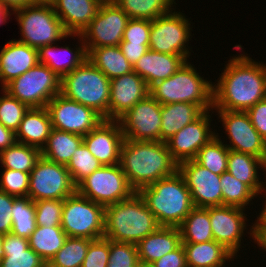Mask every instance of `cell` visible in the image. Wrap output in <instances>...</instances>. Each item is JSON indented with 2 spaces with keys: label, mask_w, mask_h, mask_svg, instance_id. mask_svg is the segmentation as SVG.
<instances>
[{
  "label": "cell",
  "mask_w": 266,
  "mask_h": 267,
  "mask_svg": "<svg viewBox=\"0 0 266 267\" xmlns=\"http://www.w3.org/2000/svg\"><path fill=\"white\" fill-rule=\"evenodd\" d=\"M219 121H222L230 144L229 150L242 152L258 158L266 163V141L252 125L246 111L216 110Z\"/></svg>",
  "instance_id": "cell-15"
},
{
  "label": "cell",
  "mask_w": 266,
  "mask_h": 267,
  "mask_svg": "<svg viewBox=\"0 0 266 267\" xmlns=\"http://www.w3.org/2000/svg\"><path fill=\"white\" fill-rule=\"evenodd\" d=\"M76 192L104 207L130 198V186L120 164L102 166L76 185Z\"/></svg>",
  "instance_id": "cell-10"
},
{
  "label": "cell",
  "mask_w": 266,
  "mask_h": 267,
  "mask_svg": "<svg viewBox=\"0 0 266 267\" xmlns=\"http://www.w3.org/2000/svg\"><path fill=\"white\" fill-rule=\"evenodd\" d=\"M220 184L222 205L246 209L252 199L259 197L246 184L237 180L228 171L221 175Z\"/></svg>",
  "instance_id": "cell-41"
},
{
  "label": "cell",
  "mask_w": 266,
  "mask_h": 267,
  "mask_svg": "<svg viewBox=\"0 0 266 267\" xmlns=\"http://www.w3.org/2000/svg\"><path fill=\"white\" fill-rule=\"evenodd\" d=\"M38 63L37 48L30 47L16 39L7 42L0 51L1 89Z\"/></svg>",
  "instance_id": "cell-22"
},
{
  "label": "cell",
  "mask_w": 266,
  "mask_h": 267,
  "mask_svg": "<svg viewBox=\"0 0 266 267\" xmlns=\"http://www.w3.org/2000/svg\"><path fill=\"white\" fill-rule=\"evenodd\" d=\"M138 193L159 226L179 227L194 208L191 193L179 171L141 188Z\"/></svg>",
  "instance_id": "cell-4"
},
{
  "label": "cell",
  "mask_w": 266,
  "mask_h": 267,
  "mask_svg": "<svg viewBox=\"0 0 266 267\" xmlns=\"http://www.w3.org/2000/svg\"><path fill=\"white\" fill-rule=\"evenodd\" d=\"M158 227L154 214L138 192L105 207L104 238L108 240L136 245Z\"/></svg>",
  "instance_id": "cell-3"
},
{
  "label": "cell",
  "mask_w": 266,
  "mask_h": 267,
  "mask_svg": "<svg viewBox=\"0 0 266 267\" xmlns=\"http://www.w3.org/2000/svg\"><path fill=\"white\" fill-rule=\"evenodd\" d=\"M29 108H43L61 92V78L48 66L38 63L4 88Z\"/></svg>",
  "instance_id": "cell-9"
},
{
  "label": "cell",
  "mask_w": 266,
  "mask_h": 267,
  "mask_svg": "<svg viewBox=\"0 0 266 267\" xmlns=\"http://www.w3.org/2000/svg\"><path fill=\"white\" fill-rule=\"evenodd\" d=\"M83 143V136L52 129L41 156L57 164L67 166L74 152Z\"/></svg>",
  "instance_id": "cell-33"
},
{
  "label": "cell",
  "mask_w": 266,
  "mask_h": 267,
  "mask_svg": "<svg viewBox=\"0 0 266 267\" xmlns=\"http://www.w3.org/2000/svg\"><path fill=\"white\" fill-rule=\"evenodd\" d=\"M76 192L67 167L44 157L36 162L29 177L28 197L33 201L65 199Z\"/></svg>",
  "instance_id": "cell-12"
},
{
  "label": "cell",
  "mask_w": 266,
  "mask_h": 267,
  "mask_svg": "<svg viewBox=\"0 0 266 267\" xmlns=\"http://www.w3.org/2000/svg\"><path fill=\"white\" fill-rule=\"evenodd\" d=\"M64 199L35 201L36 225L44 227L61 226Z\"/></svg>",
  "instance_id": "cell-44"
},
{
  "label": "cell",
  "mask_w": 266,
  "mask_h": 267,
  "mask_svg": "<svg viewBox=\"0 0 266 267\" xmlns=\"http://www.w3.org/2000/svg\"><path fill=\"white\" fill-rule=\"evenodd\" d=\"M151 20L129 19L123 33L121 42L131 44H149Z\"/></svg>",
  "instance_id": "cell-48"
},
{
  "label": "cell",
  "mask_w": 266,
  "mask_h": 267,
  "mask_svg": "<svg viewBox=\"0 0 266 267\" xmlns=\"http://www.w3.org/2000/svg\"><path fill=\"white\" fill-rule=\"evenodd\" d=\"M40 157L39 148L16 142L0 152V163L3 169L31 173Z\"/></svg>",
  "instance_id": "cell-37"
},
{
  "label": "cell",
  "mask_w": 266,
  "mask_h": 267,
  "mask_svg": "<svg viewBox=\"0 0 266 267\" xmlns=\"http://www.w3.org/2000/svg\"><path fill=\"white\" fill-rule=\"evenodd\" d=\"M105 207L77 192L64 199L61 228L68 237H104Z\"/></svg>",
  "instance_id": "cell-8"
},
{
  "label": "cell",
  "mask_w": 266,
  "mask_h": 267,
  "mask_svg": "<svg viewBox=\"0 0 266 267\" xmlns=\"http://www.w3.org/2000/svg\"><path fill=\"white\" fill-rule=\"evenodd\" d=\"M0 267H46L44 261L29 247V240L12 233L4 235Z\"/></svg>",
  "instance_id": "cell-30"
},
{
  "label": "cell",
  "mask_w": 266,
  "mask_h": 267,
  "mask_svg": "<svg viewBox=\"0 0 266 267\" xmlns=\"http://www.w3.org/2000/svg\"><path fill=\"white\" fill-rule=\"evenodd\" d=\"M34 3H49L51 0H32Z\"/></svg>",
  "instance_id": "cell-60"
},
{
  "label": "cell",
  "mask_w": 266,
  "mask_h": 267,
  "mask_svg": "<svg viewBox=\"0 0 266 267\" xmlns=\"http://www.w3.org/2000/svg\"><path fill=\"white\" fill-rule=\"evenodd\" d=\"M11 233L29 238L36 229L35 201L30 197H16L12 206Z\"/></svg>",
  "instance_id": "cell-39"
},
{
  "label": "cell",
  "mask_w": 266,
  "mask_h": 267,
  "mask_svg": "<svg viewBox=\"0 0 266 267\" xmlns=\"http://www.w3.org/2000/svg\"><path fill=\"white\" fill-rule=\"evenodd\" d=\"M91 239L67 237L63 247L50 259L47 267H82Z\"/></svg>",
  "instance_id": "cell-40"
},
{
  "label": "cell",
  "mask_w": 266,
  "mask_h": 267,
  "mask_svg": "<svg viewBox=\"0 0 266 267\" xmlns=\"http://www.w3.org/2000/svg\"><path fill=\"white\" fill-rule=\"evenodd\" d=\"M149 94L146 81L134 71L111 79L110 120L118 121Z\"/></svg>",
  "instance_id": "cell-21"
},
{
  "label": "cell",
  "mask_w": 266,
  "mask_h": 267,
  "mask_svg": "<svg viewBox=\"0 0 266 267\" xmlns=\"http://www.w3.org/2000/svg\"><path fill=\"white\" fill-rule=\"evenodd\" d=\"M174 10L176 9L173 8L151 21L149 49L164 54L181 55L189 61L192 51L188 46L189 39L192 38L191 22L180 10L179 12Z\"/></svg>",
  "instance_id": "cell-11"
},
{
  "label": "cell",
  "mask_w": 266,
  "mask_h": 267,
  "mask_svg": "<svg viewBox=\"0 0 266 267\" xmlns=\"http://www.w3.org/2000/svg\"><path fill=\"white\" fill-rule=\"evenodd\" d=\"M130 19L154 20L173 9L175 0H113ZM174 4V5H173Z\"/></svg>",
  "instance_id": "cell-36"
},
{
  "label": "cell",
  "mask_w": 266,
  "mask_h": 267,
  "mask_svg": "<svg viewBox=\"0 0 266 267\" xmlns=\"http://www.w3.org/2000/svg\"><path fill=\"white\" fill-rule=\"evenodd\" d=\"M129 19L113 0H104L96 16L81 33L86 48L119 46Z\"/></svg>",
  "instance_id": "cell-13"
},
{
  "label": "cell",
  "mask_w": 266,
  "mask_h": 267,
  "mask_svg": "<svg viewBox=\"0 0 266 267\" xmlns=\"http://www.w3.org/2000/svg\"><path fill=\"white\" fill-rule=\"evenodd\" d=\"M32 0H0V4L14 11L18 8H22L33 4Z\"/></svg>",
  "instance_id": "cell-55"
},
{
  "label": "cell",
  "mask_w": 266,
  "mask_h": 267,
  "mask_svg": "<svg viewBox=\"0 0 266 267\" xmlns=\"http://www.w3.org/2000/svg\"><path fill=\"white\" fill-rule=\"evenodd\" d=\"M262 207L263 209H261V212L259 213V215L266 221V200H264V204L262 205Z\"/></svg>",
  "instance_id": "cell-57"
},
{
  "label": "cell",
  "mask_w": 266,
  "mask_h": 267,
  "mask_svg": "<svg viewBox=\"0 0 266 267\" xmlns=\"http://www.w3.org/2000/svg\"><path fill=\"white\" fill-rule=\"evenodd\" d=\"M178 171L186 181L194 207L222 206L221 175L212 173L195 160L181 162Z\"/></svg>",
  "instance_id": "cell-18"
},
{
  "label": "cell",
  "mask_w": 266,
  "mask_h": 267,
  "mask_svg": "<svg viewBox=\"0 0 266 267\" xmlns=\"http://www.w3.org/2000/svg\"><path fill=\"white\" fill-rule=\"evenodd\" d=\"M124 135L119 121L104 120L83 136V143L102 166L119 164Z\"/></svg>",
  "instance_id": "cell-20"
},
{
  "label": "cell",
  "mask_w": 266,
  "mask_h": 267,
  "mask_svg": "<svg viewBox=\"0 0 266 267\" xmlns=\"http://www.w3.org/2000/svg\"><path fill=\"white\" fill-rule=\"evenodd\" d=\"M224 142L227 143L220 139L219 133H216V136L199 150L194 160L212 173L222 175L227 171L229 155V149Z\"/></svg>",
  "instance_id": "cell-38"
},
{
  "label": "cell",
  "mask_w": 266,
  "mask_h": 267,
  "mask_svg": "<svg viewBox=\"0 0 266 267\" xmlns=\"http://www.w3.org/2000/svg\"><path fill=\"white\" fill-rule=\"evenodd\" d=\"M139 262L135 244L109 240V259L107 267H136Z\"/></svg>",
  "instance_id": "cell-45"
},
{
  "label": "cell",
  "mask_w": 266,
  "mask_h": 267,
  "mask_svg": "<svg viewBox=\"0 0 266 267\" xmlns=\"http://www.w3.org/2000/svg\"><path fill=\"white\" fill-rule=\"evenodd\" d=\"M11 11L12 10H10L9 8L0 4V25L6 23L8 17L10 19V16L13 15Z\"/></svg>",
  "instance_id": "cell-56"
},
{
  "label": "cell",
  "mask_w": 266,
  "mask_h": 267,
  "mask_svg": "<svg viewBox=\"0 0 266 267\" xmlns=\"http://www.w3.org/2000/svg\"><path fill=\"white\" fill-rule=\"evenodd\" d=\"M46 108L54 129L81 136H85L104 121L94 109L67 99L62 94L55 95Z\"/></svg>",
  "instance_id": "cell-14"
},
{
  "label": "cell",
  "mask_w": 266,
  "mask_h": 267,
  "mask_svg": "<svg viewBox=\"0 0 266 267\" xmlns=\"http://www.w3.org/2000/svg\"><path fill=\"white\" fill-rule=\"evenodd\" d=\"M246 112L254 128L266 141V99L258 101Z\"/></svg>",
  "instance_id": "cell-50"
},
{
  "label": "cell",
  "mask_w": 266,
  "mask_h": 267,
  "mask_svg": "<svg viewBox=\"0 0 266 267\" xmlns=\"http://www.w3.org/2000/svg\"><path fill=\"white\" fill-rule=\"evenodd\" d=\"M30 173L3 169L0 190L16 197H28Z\"/></svg>",
  "instance_id": "cell-46"
},
{
  "label": "cell",
  "mask_w": 266,
  "mask_h": 267,
  "mask_svg": "<svg viewBox=\"0 0 266 267\" xmlns=\"http://www.w3.org/2000/svg\"><path fill=\"white\" fill-rule=\"evenodd\" d=\"M161 108L150 94L134 105L118 121L124 139L133 141H160Z\"/></svg>",
  "instance_id": "cell-16"
},
{
  "label": "cell",
  "mask_w": 266,
  "mask_h": 267,
  "mask_svg": "<svg viewBox=\"0 0 266 267\" xmlns=\"http://www.w3.org/2000/svg\"><path fill=\"white\" fill-rule=\"evenodd\" d=\"M87 59L110 80L133 71L119 46L86 48Z\"/></svg>",
  "instance_id": "cell-32"
},
{
  "label": "cell",
  "mask_w": 266,
  "mask_h": 267,
  "mask_svg": "<svg viewBox=\"0 0 266 267\" xmlns=\"http://www.w3.org/2000/svg\"><path fill=\"white\" fill-rule=\"evenodd\" d=\"M60 94L110 120V79L88 59L61 78Z\"/></svg>",
  "instance_id": "cell-6"
},
{
  "label": "cell",
  "mask_w": 266,
  "mask_h": 267,
  "mask_svg": "<svg viewBox=\"0 0 266 267\" xmlns=\"http://www.w3.org/2000/svg\"><path fill=\"white\" fill-rule=\"evenodd\" d=\"M136 267H153L150 263L139 262Z\"/></svg>",
  "instance_id": "cell-59"
},
{
  "label": "cell",
  "mask_w": 266,
  "mask_h": 267,
  "mask_svg": "<svg viewBox=\"0 0 266 267\" xmlns=\"http://www.w3.org/2000/svg\"><path fill=\"white\" fill-rule=\"evenodd\" d=\"M109 259V240L99 238L92 240L84 258L82 267H107Z\"/></svg>",
  "instance_id": "cell-47"
},
{
  "label": "cell",
  "mask_w": 266,
  "mask_h": 267,
  "mask_svg": "<svg viewBox=\"0 0 266 267\" xmlns=\"http://www.w3.org/2000/svg\"><path fill=\"white\" fill-rule=\"evenodd\" d=\"M16 196L0 190V234L11 233L12 229V206Z\"/></svg>",
  "instance_id": "cell-49"
},
{
  "label": "cell",
  "mask_w": 266,
  "mask_h": 267,
  "mask_svg": "<svg viewBox=\"0 0 266 267\" xmlns=\"http://www.w3.org/2000/svg\"><path fill=\"white\" fill-rule=\"evenodd\" d=\"M12 12L15 14L21 32V38L17 41L30 47L39 49L73 37V34L65 30L50 2L33 3Z\"/></svg>",
  "instance_id": "cell-7"
},
{
  "label": "cell",
  "mask_w": 266,
  "mask_h": 267,
  "mask_svg": "<svg viewBox=\"0 0 266 267\" xmlns=\"http://www.w3.org/2000/svg\"><path fill=\"white\" fill-rule=\"evenodd\" d=\"M181 244L178 227L159 226L136 244L139 261L151 264L165 254L174 251Z\"/></svg>",
  "instance_id": "cell-26"
},
{
  "label": "cell",
  "mask_w": 266,
  "mask_h": 267,
  "mask_svg": "<svg viewBox=\"0 0 266 267\" xmlns=\"http://www.w3.org/2000/svg\"><path fill=\"white\" fill-rule=\"evenodd\" d=\"M104 0H51L54 12L69 34H81Z\"/></svg>",
  "instance_id": "cell-23"
},
{
  "label": "cell",
  "mask_w": 266,
  "mask_h": 267,
  "mask_svg": "<svg viewBox=\"0 0 266 267\" xmlns=\"http://www.w3.org/2000/svg\"><path fill=\"white\" fill-rule=\"evenodd\" d=\"M245 209L235 206H210L209 219L213 238L234 256L241 248L244 231L248 225Z\"/></svg>",
  "instance_id": "cell-19"
},
{
  "label": "cell",
  "mask_w": 266,
  "mask_h": 267,
  "mask_svg": "<svg viewBox=\"0 0 266 267\" xmlns=\"http://www.w3.org/2000/svg\"><path fill=\"white\" fill-rule=\"evenodd\" d=\"M153 267H187L186 252L181 244L177 249L169 252L151 263Z\"/></svg>",
  "instance_id": "cell-51"
},
{
  "label": "cell",
  "mask_w": 266,
  "mask_h": 267,
  "mask_svg": "<svg viewBox=\"0 0 266 267\" xmlns=\"http://www.w3.org/2000/svg\"><path fill=\"white\" fill-rule=\"evenodd\" d=\"M214 84V110L247 111L266 99V67L241 53L230 57Z\"/></svg>",
  "instance_id": "cell-1"
},
{
  "label": "cell",
  "mask_w": 266,
  "mask_h": 267,
  "mask_svg": "<svg viewBox=\"0 0 266 267\" xmlns=\"http://www.w3.org/2000/svg\"><path fill=\"white\" fill-rule=\"evenodd\" d=\"M74 37L80 40V46L75 50L67 45L60 47L57 44L40 47L38 49L39 63L48 66L60 78L82 65L87 60L88 53L81 34H73Z\"/></svg>",
  "instance_id": "cell-24"
},
{
  "label": "cell",
  "mask_w": 266,
  "mask_h": 267,
  "mask_svg": "<svg viewBox=\"0 0 266 267\" xmlns=\"http://www.w3.org/2000/svg\"><path fill=\"white\" fill-rule=\"evenodd\" d=\"M186 252L187 267H225L235 257L215 240L201 243H182Z\"/></svg>",
  "instance_id": "cell-31"
},
{
  "label": "cell",
  "mask_w": 266,
  "mask_h": 267,
  "mask_svg": "<svg viewBox=\"0 0 266 267\" xmlns=\"http://www.w3.org/2000/svg\"><path fill=\"white\" fill-rule=\"evenodd\" d=\"M266 171V163L258 157L229 150L227 160V171L237 180L246 184L257 196L266 188L264 183L259 181L258 170ZM264 184V185H263Z\"/></svg>",
  "instance_id": "cell-28"
},
{
  "label": "cell",
  "mask_w": 266,
  "mask_h": 267,
  "mask_svg": "<svg viewBox=\"0 0 266 267\" xmlns=\"http://www.w3.org/2000/svg\"><path fill=\"white\" fill-rule=\"evenodd\" d=\"M0 97V123L15 133L19 129L20 122L29 107L12 97L7 91L2 89Z\"/></svg>",
  "instance_id": "cell-43"
},
{
  "label": "cell",
  "mask_w": 266,
  "mask_h": 267,
  "mask_svg": "<svg viewBox=\"0 0 266 267\" xmlns=\"http://www.w3.org/2000/svg\"><path fill=\"white\" fill-rule=\"evenodd\" d=\"M67 234L61 226H36L28 238L29 247L47 263L63 247Z\"/></svg>",
  "instance_id": "cell-35"
},
{
  "label": "cell",
  "mask_w": 266,
  "mask_h": 267,
  "mask_svg": "<svg viewBox=\"0 0 266 267\" xmlns=\"http://www.w3.org/2000/svg\"><path fill=\"white\" fill-rule=\"evenodd\" d=\"M3 240H4V235L0 234V261L3 257Z\"/></svg>",
  "instance_id": "cell-58"
},
{
  "label": "cell",
  "mask_w": 266,
  "mask_h": 267,
  "mask_svg": "<svg viewBox=\"0 0 266 267\" xmlns=\"http://www.w3.org/2000/svg\"><path fill=\"white\" fill-rule=\"evenodd\" d=\"M119 47L133 66L149 50V44H131L130 42H121Z\"/></svg>",
  "instance_id": "cell-52"
},
{
  "label": "cell",
  "mask_w": 266,
  "mask_h": 267,
  "mask_svg": "<svg viewBox=\"0 0 266 267\" xmlns=\"http://www.w3.org/2000/svg\"><path fill=\"white\" fill-rule=\"evenodd\" d=\"M52 129L50 115L46 107L29 108L16 131V141L42 150Z\"/></svg>",
  "instance_id": "cell-27"
},
{
  "label": "cell",
  "mask_w": 266,
  "mask_h": 267,
  "mask_svg": "<svg viewBox=\"0 0 266 267\" xmlns=\"http://www.w3.org/2000/svg\"><path fill=\"white\" fill-rule=\"evenodd\" d=\"M16 133L0 123V152L16 143Z\"/></svg>",
  "instance_id": "cell-54"
},
{
  "label": "cell",
  "mask_w": 266,
  "mask_h": 267,
  "mask_svg": "<svg viewBox=\"0 0 266 267\" xmlns=\"http://www.w3.org/2000/svg\"><path fill=\"white\" fill-rule=\"evenodd\" d=\"M178 228L182 243H201L214 240L209 219V207H194Z\"/></svg>",
  "instance_id": "cell-34"
},
{
  "label": "cell",
  "mask_w": 266,
  "mask_h": 267,
  "mask_svg": "<svg viewBox=\"0 0 266 267\" xmlns=\"http://www.w3.org/2000/svg\"><path fill=\"white\" fill-rule=\"evenodd\" d=\"M187 60L181 55L164 54L149 49L134 64L133 71L142 77L148 87L171 77Z\"/></svg>",
  "instance_id": "cell-25"
},
{
  "label": "cell",
  "mask_w": 266,
  "mask_h": 267,
  "mask_svg": "<svg viewBox=\"0 0 266 267\" xmlns=\"http://www.w3.org/2000/svg\"><path fill=\"white\" fill-rule=\"evenodd\" d=\"M72 182L77 185L86 176L102 167V164L93 156L84 143L74 152L66 166Z\"/></svg>",
  "instance_id": "cell-42"
},
{
  "label": "cell",
  "mask_w": 266,
  "mask_h": 267,
  "mask_svg": "<svg viewBox=\"0 0 266 267\" xmlns=\"http://www.w3.org/2000/svg\"><path fill=\"white\" fill-rule=\"evenodd\" d=\"M248 235L254 240L259 249L266 251V221L259 215H257V220L251 226Z\"/></svg>",
  "instance_id": "cell-53"
},
{
  "label": "cell",
  "mask_w": 266,
  "mask_h": 267,
  "mask_svg": "<svg viewBox=\"0 0 266 267\" xmlns=\"http://www.w3.org/2000/svg\"><path fill=\"white\" fill-rule=\"evenodd\" d=\"M204 111L193 103L163 104L161 108L160 141H167L186 125L198 119Z\"/></svg>",
  "instance_id": "cell-29"
},
{
  "label": "cell",
  "mask_w": 266,
  "mask_h": 267,
  "mask_svg": "<svg viewBox=\"0 0 266 267\" xmlns=\"http://www.w3.org/2000/svg\"><path fill=\"white\" fill-rule=\"evenodd\" d=\"M210 111L213 113V110L205 111L198 119L165 141L169 152L178 164L194 160L199 150L216 136V132L210 127L212 125Z\"/></svg>",
  "instance_id": "cell-17"
},
{
  "label": "cell",
  "mask_w": 266,
  "mask_h": 267,
  "mask_svg": "<svg viewBox=\"0 0 266 267\" xmlns=\"http://www.w3.org/2000/svg\"><path fill=\"white\" fill-rule=\"evenodd\" d=\"M197 71L186 61L171 77L153 84L150 95L161 105L187 102L198 105L204 112L213 110V82Z\"/></svg>",
  "instance_id": "cell-5"
},
{
  "label": "cell",
  "mask_w": 266,
  "mask_h": 267,
  "mask_svg": "<svg viewBox=\"0 0 266 267\" xmlns=\"http://www.w3.org/2000/svg\"><path fill=\"white\" fill-rule=\"evenodd\" d=\"M119 164L135 192L179 170V164L163 141L124 139Z\"/></svg>",
  "instance_id": "cell-2"
}]
</instances>
